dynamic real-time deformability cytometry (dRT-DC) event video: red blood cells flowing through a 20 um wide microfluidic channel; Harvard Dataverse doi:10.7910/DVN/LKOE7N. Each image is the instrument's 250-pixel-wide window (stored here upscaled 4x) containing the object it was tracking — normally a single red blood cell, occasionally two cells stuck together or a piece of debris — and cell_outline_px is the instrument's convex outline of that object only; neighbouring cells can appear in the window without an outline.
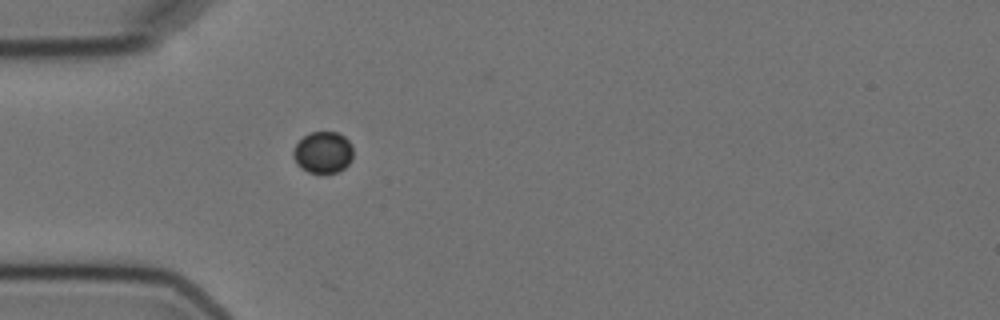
{"species": "Egyptian fruit bat (a non-hibernating species)", "species_latin": "Rousettus aegyptiacus", "temperature_condition": "cold", "stored_images_in_passage": 1, "camera_frame_rate_fps": 3000, "um_per_image_px": 0.085, "animal": {"sex": "female"}, "frame": {"image": 1, "passage_image": 1, "time_ms": 0.0, "image_size_px": [1000, 320], "cell_outline_px": [[352, 160], [344, 168], [336, 172], [308, 172], [300, 168], [296, 164], [292, 156], [292, 152], [296, 144], [304, 136], [312, 132], [336, 132], [344, 136], [352, 144]], "centroid_in_image_um": [27.44, 12.95], "position_along_channel_um": 57.6, "area_um2": 14.51}}